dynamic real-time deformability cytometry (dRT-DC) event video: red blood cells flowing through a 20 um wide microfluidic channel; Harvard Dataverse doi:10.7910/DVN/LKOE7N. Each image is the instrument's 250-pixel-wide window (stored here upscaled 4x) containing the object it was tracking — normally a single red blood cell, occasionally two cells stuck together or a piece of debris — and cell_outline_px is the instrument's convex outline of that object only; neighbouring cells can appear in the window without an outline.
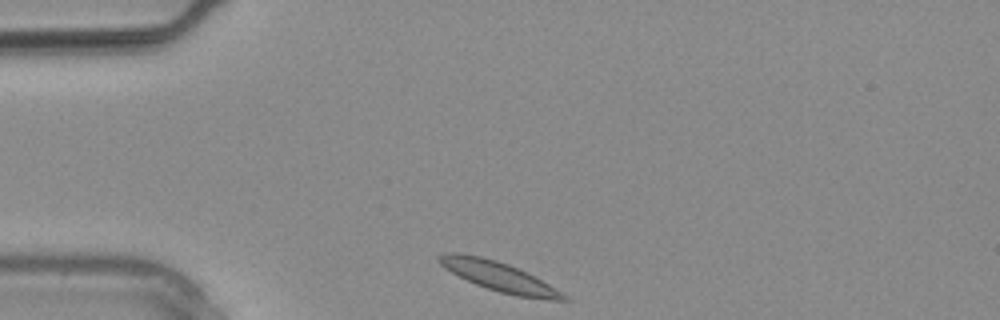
{"species": "common noctule bat (a hibernating species)", "species_latin": "Nyctalus noctula", "temperature_condition": "warm", "stored_images_in_passage": 1, "camera_frame_rate_fps": 3000, "um_per_image_px": 0.085, "animal": {"sex": "male", "body_mass_g": 20.4}, "frame": {"image": 1, "passage_image": 1, "time_ms": 0.0, "image_size_px": [1000, 320], "cell_outline_px": [[572, 300], [548, 300], [516, 296], [500, 292], [476, 284], [444, 268], [436, 260], [436, 256], [444, 252], [460, 252], [480, 256], [496, 260], [508, 264], [548, 284], [568, 296]], "centroid_in_image_um": [42.36, 23.49], "position_along_channel_um": 42.6, "area_um2": 21.15}}